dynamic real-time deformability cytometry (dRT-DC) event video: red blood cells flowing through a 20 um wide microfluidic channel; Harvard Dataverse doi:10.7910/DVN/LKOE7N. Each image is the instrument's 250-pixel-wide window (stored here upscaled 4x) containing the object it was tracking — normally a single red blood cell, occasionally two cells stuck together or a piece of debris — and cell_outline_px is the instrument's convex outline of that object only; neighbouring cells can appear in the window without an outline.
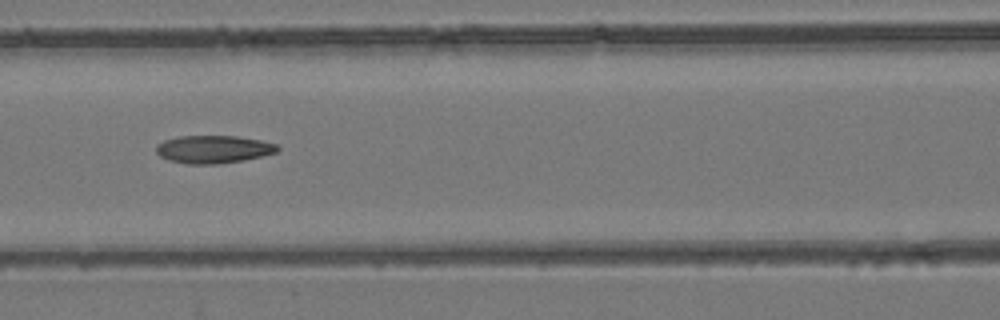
{"species": "common noctule bat (a hibernating species)", "species_latin": "Nyctalus noctula", "temperature_condition": "room temperature", "stored_images_in_passage": 8, "camera_frame_rate_fps": 3000, "um_per_image_px": 0.085, "animal": {"sex": "female", "body_mass_g": 24.6, "forearm_length_mm": 56.2}, "frame": {"image": 1, "passage_image": 8, "time_ms": 8.0, "image_size_px": [1000, 320], "cell_outline_px": [[280, 148], [276, 152], [244, 160], [216, 164], [184, 164], [168, 160], [160, 156], [156, 152], [156, 144], [164, 140], [180, 136], [236, 136], [260, 140], [276, 144]], "centroid_in_image_um": [18.1, 12.69], "position_along_channel_um": 148.5, "area_um2": 19.65}}